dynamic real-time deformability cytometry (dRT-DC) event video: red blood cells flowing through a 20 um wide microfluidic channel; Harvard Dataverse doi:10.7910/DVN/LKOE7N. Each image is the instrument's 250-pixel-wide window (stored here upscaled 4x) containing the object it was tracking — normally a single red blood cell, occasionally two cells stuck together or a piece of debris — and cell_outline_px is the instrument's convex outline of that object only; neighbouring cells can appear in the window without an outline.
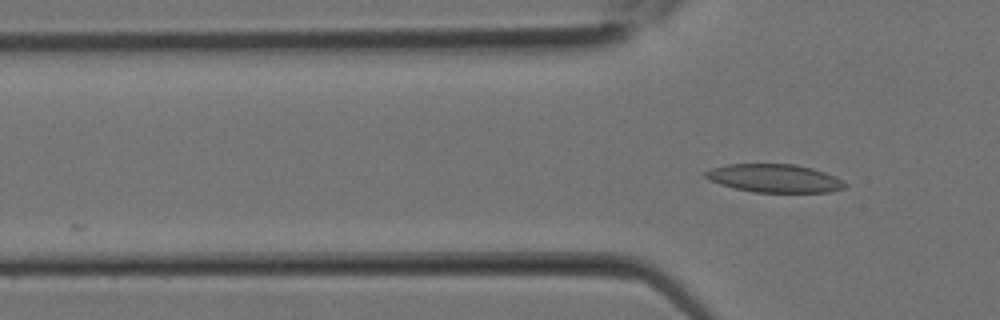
{"species": "Egyptian fruit bat (a non-hibernating species)", "species_latin": "Rousettus aegyptiacus", "temperature_condition": "room temperature", "stored_images_in_passage": 3, "camera_frame_rate_fps": 3000, "um_per_image_px": 0.085, "animal": {"sex": "female"}, "frame": {"image": 1, "passage_image": 3, "time_ms": 0.667, "image_size_px": [1000, 320], "cell_outline_px": [[848, 184], [844, 188], [828, 192], [752, 192], [720, 184], [708, 180], [704, 176], [704, 172], [712, 168], [728, 164], [796, 164], [812, 168], [836, 176], [844, 180]], "centroid_in_image_um": [65.85, 15.15], "position_along_channel_um": 60.0, "area_um2": 23.0}}